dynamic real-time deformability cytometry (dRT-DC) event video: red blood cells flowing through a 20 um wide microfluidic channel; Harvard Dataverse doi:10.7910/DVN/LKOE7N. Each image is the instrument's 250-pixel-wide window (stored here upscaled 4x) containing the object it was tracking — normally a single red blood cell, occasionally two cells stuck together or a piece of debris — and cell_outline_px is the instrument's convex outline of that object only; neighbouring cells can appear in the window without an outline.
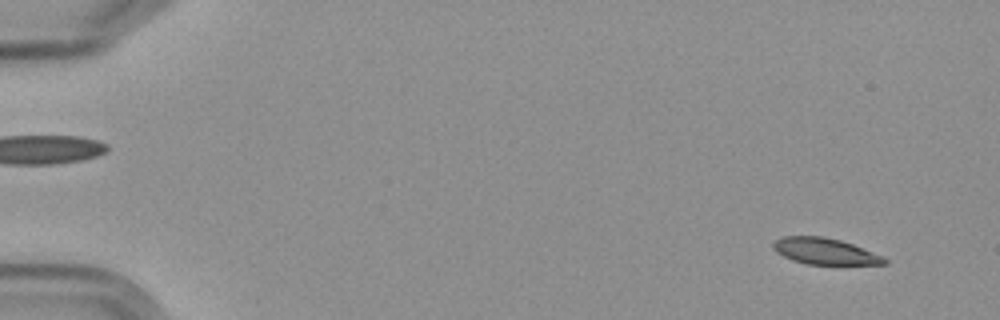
{"species": "Egyptian fruit bat (a non-hibernating species)", "species_latin": "Rousettus aegyptiacus", "temperature_condition": "cold", "stored_images_in_passage": 4, "camera_frame_rate_fps": 3000, "um_per_image_px": 0.085, "frame": {"image": 1, "passage_image": 1, "time_ms": 0.0, "image_size_px": [1000, 320], "cell_outline_px": [[888, 264], [808, 264], [792, 260], [776, 252], [772, 248], [772, 244], [776, 240], [784, 236], [824, 236], [840, 240], [852, 244], [880, 256], [888, 260]], "centroid_in_image_um": [70.06, 21.35], "position_along_channel_um": 14.9, "area_um2": 16.76}}
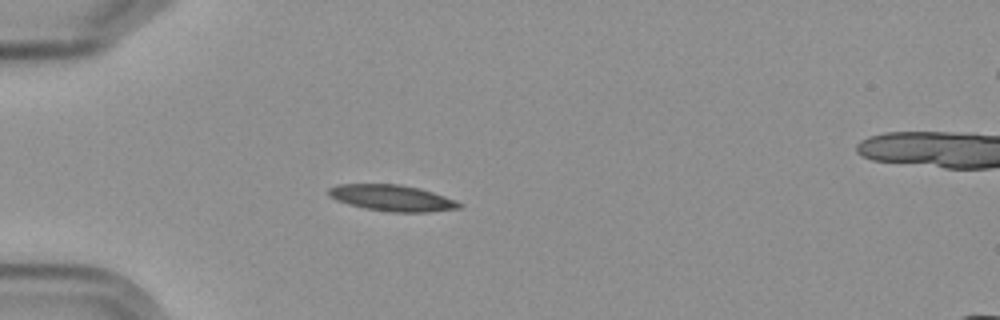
{"frame": {"image": 2, "passage_image": 4, "time_ms": 4.333, "image_size_px": [1000, 320], "cell_outline_px": [[464, 204], [460, 208], [428, 212], [392, 212], [364, 208], [348, 204], [336, 200], [328, 192], [328, 188], [336, 184], [400, 184], [420, 188], [456, 200]], "centroid_in_image_um": [33.34, 16.82], "position_along_channel_um": 51.7, "area_um2": 19.94}}